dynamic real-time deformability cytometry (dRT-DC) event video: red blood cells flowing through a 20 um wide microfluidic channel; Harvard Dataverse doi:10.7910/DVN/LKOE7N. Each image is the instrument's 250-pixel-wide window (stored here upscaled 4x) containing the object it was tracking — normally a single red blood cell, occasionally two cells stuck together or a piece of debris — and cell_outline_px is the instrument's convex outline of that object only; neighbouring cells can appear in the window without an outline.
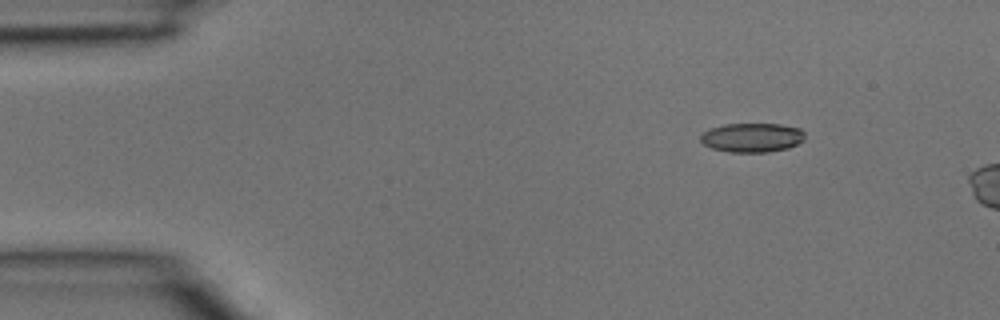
{"species": "common noctule bat (a hibernating species)", "species_latin": "Nyctalus noctula", "temperature_condition": "room temperature", "stored_images_in_passage": 2, "camera_frame_rate_fps": 3000, "um_per_image_px": 0.085, "animal": {"sex": "male", "body_mass_g": 15.6}, "frame": {"image": 1, "passage_image": 2, "time_ms": 0.333, "image_size_px": [1000, 320], "cell_outline_px": [[804, 140], [788, 148], [768, 152], [728, 152], [712, 148], [704, 144], [700, 140], [700, 136], [708, 128], [724, 124], [780, 124], [800, 128], [804, 132]], "centroid_in_image_um": [63.91, 11.69], "position_along_channel_um": 21.1, "area_um2": 17.8}}